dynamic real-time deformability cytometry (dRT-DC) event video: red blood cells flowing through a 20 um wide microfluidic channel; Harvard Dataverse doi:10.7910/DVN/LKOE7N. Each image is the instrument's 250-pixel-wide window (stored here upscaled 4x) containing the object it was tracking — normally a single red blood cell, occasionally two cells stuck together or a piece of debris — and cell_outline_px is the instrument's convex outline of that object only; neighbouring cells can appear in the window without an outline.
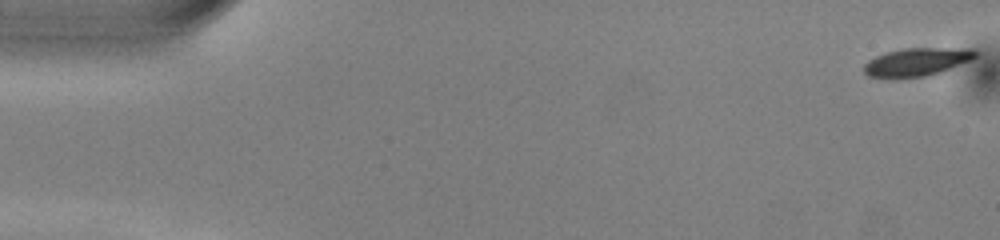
{"species": "common noctule bat (a hibernating species)", "species_latin": "Nyctalus noctula", "temperature_condition": "warm", "stored_images_in_passage": 52, "camera_frame_rate_fps": 3000, "um_per_image_px": 0.085, "animal": {"sex": "male", "body_mass_g": 13.0, "forearm_length_mm": 53.1}, "frame": {"image": 1, "passage_image": 1, "time_ms": 0.0, "image_size_px": [1000, 240], "cell_outline_px": [[976, 56], [968, 60], [940, 72], [928, 76], [900, 80], [888, 80], [868, 76], [864, 72], [864, 64], [868, 60], [876, 56], [888, 52], [904, 48], [976, 48]], "centroid_in_image_um": [77.85, 5.3], "position_along_channel_um": 7.1, "area_um2": 18.67}}
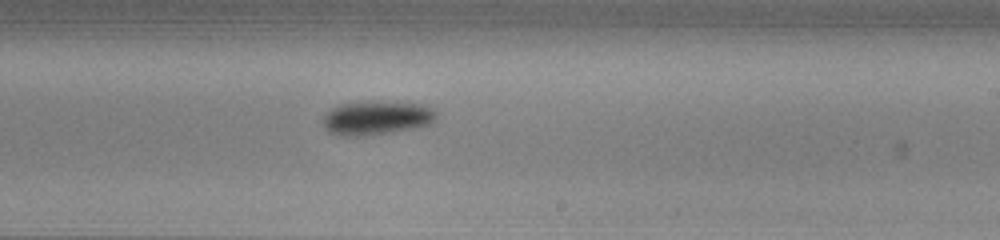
{"frame": {"image": 2, "passage_image": 31, "time_ms": 10.0, "image_size_px": [1000, 240], "cell_outline_px": [[436, 116], [428, 124], [416, 128], [392, 132], [364, 136], [336, 136], [328, 132], [324, 128], [324, 116], [332, 108], [340, 104], [372, 100], [420, 104], [432, 108], [436, 112]], "centroid_in_image_um": [31.97, 10.02], "position_along_channel_um": 257.0, "area_um2": 22.6}}
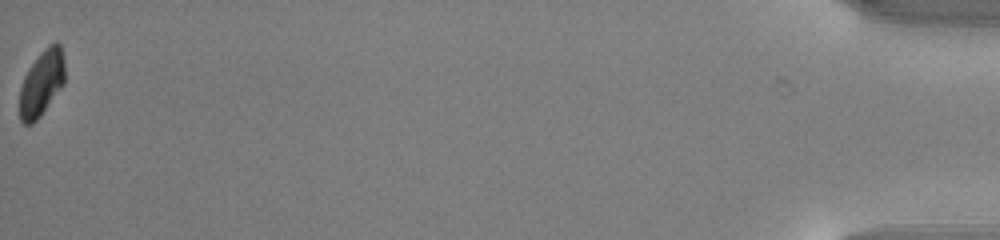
{"frame": {"image": 3, "passage_image": 52, "time_ms": 17.0, "image_size_px": [1000, 240], "cell_outline_px": [[64, 84], [40, 116], [32, 124], [24, 124], [20, 120], [20, 88], [24, 76], [28, 68], [40, 52], [48, 44], [56, 40], [60, 44], [64, 60]], "centroid_in_image_um": [3.54, 7.03], "position_along_channel_um": 431.7, "area_um2": 17.4}, "authors_computed_cell_mechanics": {"area_um2": 20.0566, "velocity_mm_per_s": 3.9866, "shape_relaxation_time_tau1_ms": 2.1926, "shape_relaxation_time_tau2_ms": null, "deformation_change_tau1": 0.1305, "deformation_change_tau2": null}}